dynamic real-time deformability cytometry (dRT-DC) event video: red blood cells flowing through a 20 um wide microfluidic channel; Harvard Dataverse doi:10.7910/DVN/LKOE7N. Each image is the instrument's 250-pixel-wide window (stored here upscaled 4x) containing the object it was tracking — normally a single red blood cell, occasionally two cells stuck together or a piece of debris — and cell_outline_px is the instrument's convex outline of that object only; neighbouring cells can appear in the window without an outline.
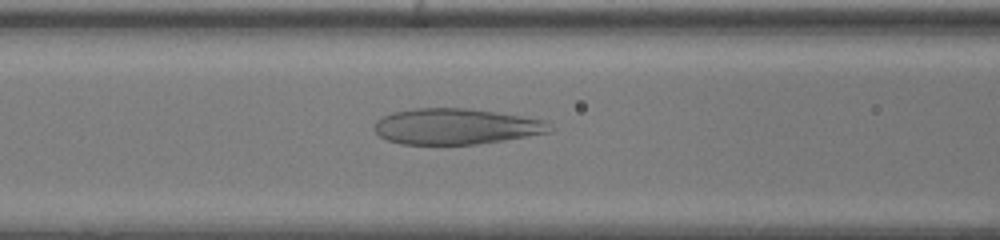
{"species": "human", "species_latin": "Homo sapiens", "temperature_condition": "warm", "stored_images_in_passage": 47, "camera_frame_rate_fps": 3000, "um_per_image_px": 0.085, "donor": {"sex": "female"}, "frame": {"image": 1, "passage_image": 19, "time_ms": 6.0, "image_size_px": [1000, 240], "cell_outline_px": [[556, 128], [552, 132], [504, 140], [476, 144], [400, 144], [388, 140], [380, 136], [376, 132], [376, 120], [392, 112], [416, 108], [468, 108], [520, 116], [544, 120]], "centroid_in_image_um": [38.79, 10.75], "position_along_channel_um": 127.8, "area_um2": 36.53}}
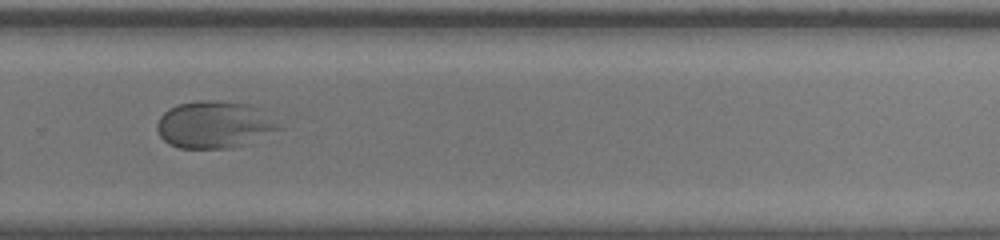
{"frame": {"image": 2, "passage_image": 32, "time_ms": 10.333, "image_size_px": [1000, 240], "cell_outline_px": [[284, 128], [244, 144], [228, 148], [180, 148], [168, 144], [160, 136], [156, 128], [156, 124], [160, 116], [168, 108], [180, 104], [196, 100], [220, 100], [244, 104], [276, 120]], "centroid_in_image_um": [18.16, 10.6], "position_along_channel_um": 311.6, "area_um2": 33.06}}
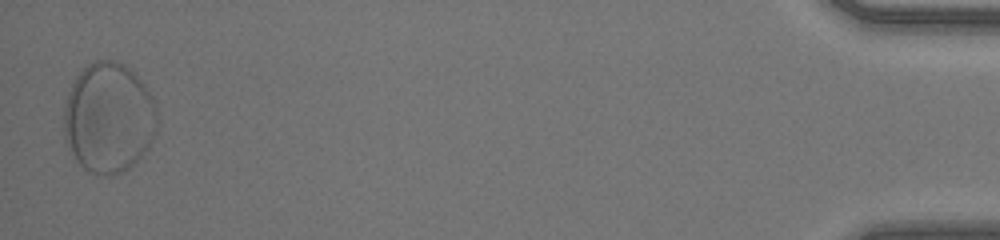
{"frame": {"image": 3, "passage_image": 47, "time_ms": 15.333, "image_size_px": [1000, 240], "cell_outline_px": [[156, 128], [152, 140], [148, 148], [124, 172], [92, 172], [84, 168], [80, 164], [68, 148], [64, 140], [64, 108], [68, 92], [76, 76], [92, 60], [112, 60], [124, 64], [144, 84], [152, 96], [156, 108]], "centroid_in_image_um": [9.22, 9.97], "position_along_channel_um": 426.0, "area_um2": 59.36}}